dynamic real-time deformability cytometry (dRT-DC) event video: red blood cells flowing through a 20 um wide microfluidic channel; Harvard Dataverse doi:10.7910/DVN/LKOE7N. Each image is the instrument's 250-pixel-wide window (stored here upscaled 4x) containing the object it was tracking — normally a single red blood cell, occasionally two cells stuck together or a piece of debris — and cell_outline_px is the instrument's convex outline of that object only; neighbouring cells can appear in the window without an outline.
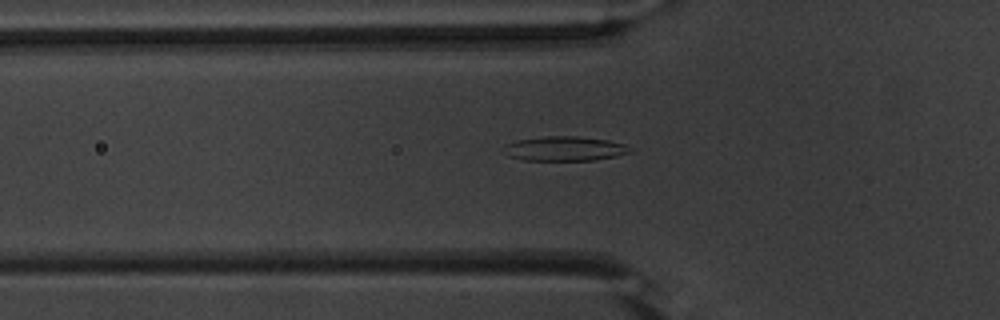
{"species": "common noctule bat (a hibernating species)", "species_latin": "Nyctalus noctula", "temperature_condition": "warm", "stored_images_in_passage": 49, "camera_frame_rate_fps": 3000, "um_per_image_px": 0.085, "animal": {"sex": "male", "body_mass_g": 20.1, "forearm_length_mm": 53.5}, "frame": {"image": 1, "passage_image": 19, "time_ms": 6.0, "image_size_px": [1000, 320], "cell_outline_px": [[632, 152], [616, 156], [596, 160], [524, 160], [508, 156], [504, 144], [516, 140], [548, 136], [576, 136], [608, 140], [624, 144]], "centroid_in_image_um": [47.99, 12.63], "position_along_channel_um": 77.8, "area_um2": 17.86}}
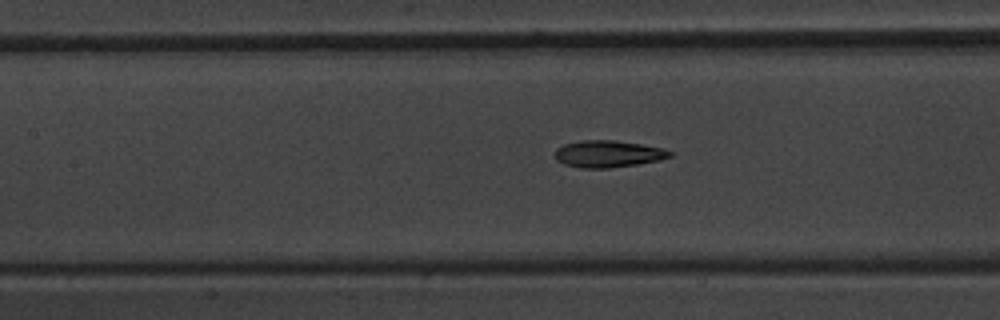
{"frame": {"image": 2, "passage_image": 25, "time_ms": 8.0, "image_size_px": [1000, 320], "cell_outline_px": [[676, 152], [672, 156], [660, 160], [636, 164], [608, 168], [580, 168], [564, 164], [556, 160], [556, 148], [564, 144], [580, 140], [612, 140], [640, 144], [664, 148]], "centroid_in_image_um": [51.71, 13.08], "position_along_channel_um": 155.7, "area_um2": 18.09}}
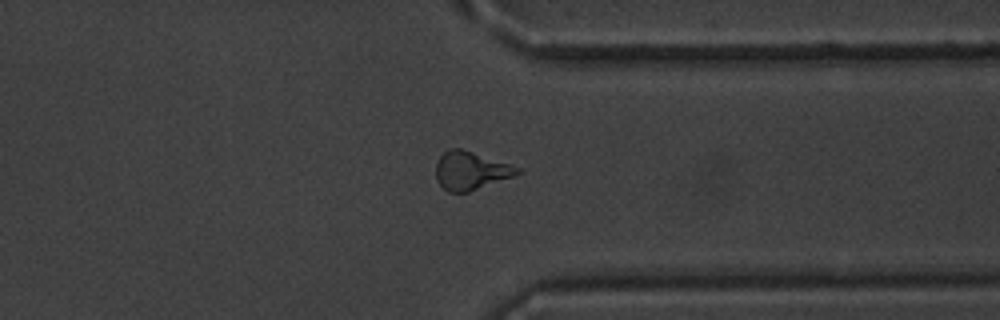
{"frame": {"image": 3, "passage_image": 42, "time_ms": 13.667, "image_size_px": [1000, 320], "cell_outline_px": [[520, 172], [512, 176], [468, 192], [448, 192], [436, 180], [436, 160], [448, 148], [460, 148], [512, 164], [520, 168]], "centroid_in_image_um": [39.97, 14.49], "position_along_channel_um": 371.4, "area_um2": 18.03}}